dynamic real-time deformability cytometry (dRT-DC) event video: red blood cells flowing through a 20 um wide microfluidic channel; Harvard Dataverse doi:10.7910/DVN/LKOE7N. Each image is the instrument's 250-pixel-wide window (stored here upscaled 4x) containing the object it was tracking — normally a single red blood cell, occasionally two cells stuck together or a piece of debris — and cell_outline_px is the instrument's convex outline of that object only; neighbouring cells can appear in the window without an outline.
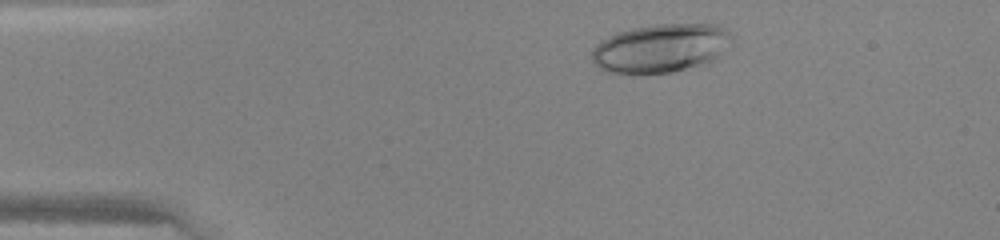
{"species": "human", "species_latin": "Homo sapiens", "temperature_condition": "warm", "stored_images_in_passage": 41, "camera_frame_rate_fps": 3000, "um_per_image_px": 0.085, "donor": {"sex": "female"}, "frame": {"image": 1, "passage_image": 4, "time_ms": 1.0, "image_size_px": [1000, 240], "cell_outline_px": [[732, 40], [708, 64], [672, 72], [608, 72], [600, 68], [592, 60], [592, 48], [600, 40], [616, 32], [632, 28], [660, 24], [716, 24], [724, 28], [732, 36]], "centroid_in_image_um": [56.15, 4.08], "position_along_channel_um": 28.9, "area_um2": 39.25}}
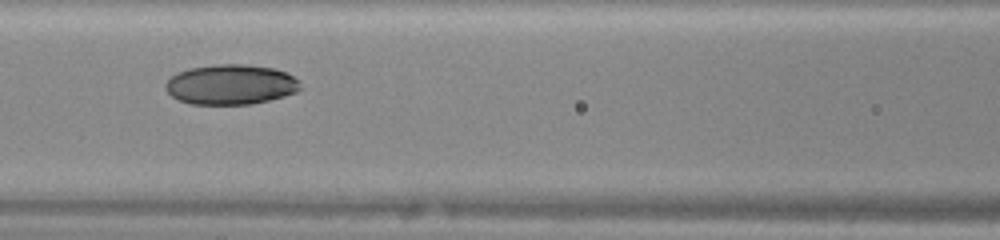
{"frame": {"image": 2, "passage_image": 16, "time_ms": 5.0, "image_size_px": [1000, 240], "cell_outline_px": [[300, 88], [296, 92], [284, 96], [252, 104], [192, 104], [180, 100], [172, 96], [164, 88], [164, 84], [176, 72], [188, 68], [216, 64], [244, 64], [272, 68], [284, 72], [300, 80]], "centroid_in_image_um": [19.59, 7.18], "position_along_channel_um": 147.0, "area_um2": 31.44}}
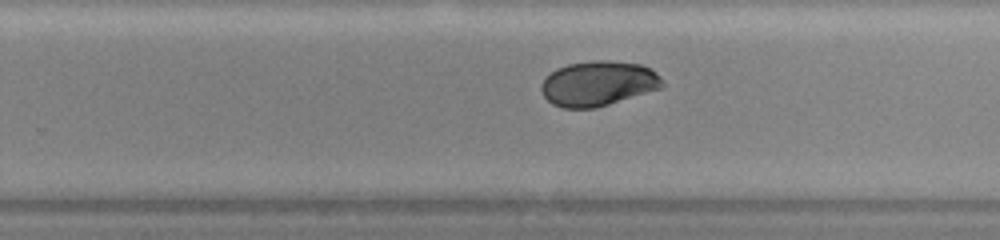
{"frame": {"image": 3, "passage_image": 25, "time_ms": 8.0, "image_size_px": [1000, 240], "cell_outline_px": [[664, 88], [596, 108], [564, 108], [552, 104], [544, 96], [540, 88], [540, 84], [556, 68], [568, 64], [592, 60], [608, 60], [640, 64], [656, 72], [660, 76], [664, 84]], "centroid_in_image_um": [50.87, 7.1], "position_along_channel_um": 278.9, "area_um2": 31.91}}